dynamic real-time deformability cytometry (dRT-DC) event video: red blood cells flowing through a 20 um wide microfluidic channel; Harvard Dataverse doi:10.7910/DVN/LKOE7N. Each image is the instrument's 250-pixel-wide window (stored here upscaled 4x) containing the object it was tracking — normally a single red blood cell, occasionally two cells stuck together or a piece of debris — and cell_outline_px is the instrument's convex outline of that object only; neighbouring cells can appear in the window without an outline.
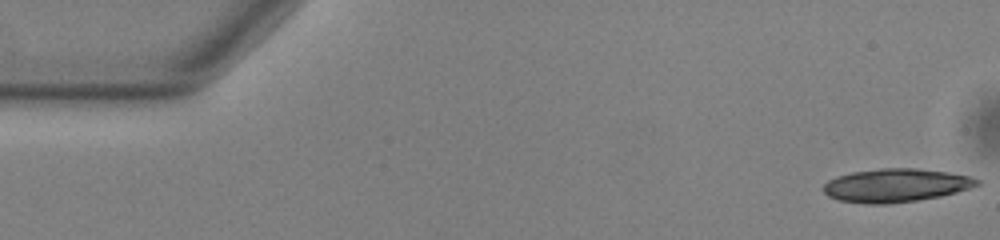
{"species": "common noctule bat (a hibernating species)", "species_latin": "Nyctalus noctula", "temperature_condition": "warm", "stored_images_in_passage": 19, "camera_frame_rate_fps": 3000, "um_per_image_px": 0.085, "animal": {"sex": "male", "body_mass_g": 13.0, "forearm_length_mm": 53.1}, "frame": {"image": 1, "passage_image": 1, "time_ms": 0.0, "image_size_px": [1000, 240], "cell_outline_px": [[980, 184], [956, 192], [940, 196], [916, 200], [888, 204], [868, 204], [840, 200], [828, 196], [824, 192], [824, 184], [828, 180], [836, 176], [852, 172], [880, 168], [916, 168], [948, 172], [972, 176], [980, 180]], "centroid_in_image_um": [76.15, 15.74], "position_along_channel_um": 8.9, "area_um2": 29.82}}
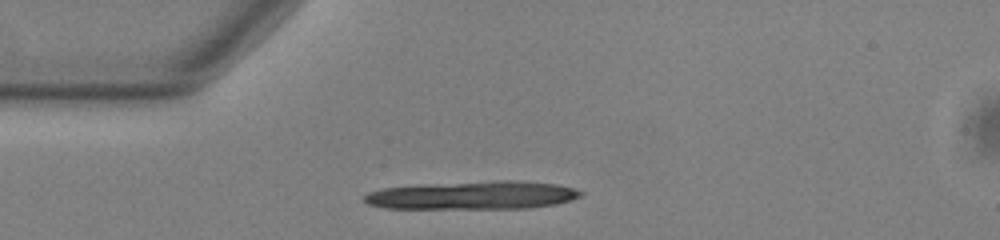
{"frame": {"image": 2, "passage_image": 13, "time_ms": 4.0, "image_size_px": [1000, 240], "cell_outline_px": [[584, 192], [580, 196], [572, 200], [556, 204], [528, 208], [384, 208], [368, 204], [364, 200], [364, 196], [368, 192], [384, 188], [428, 184], [496, 180], [516, 180], [556, 184], [572, 188]], "centroid_in_image_um": [40.21, 16.59], "position_along_channel_um": 44.8, "area_um2": 35.43}}